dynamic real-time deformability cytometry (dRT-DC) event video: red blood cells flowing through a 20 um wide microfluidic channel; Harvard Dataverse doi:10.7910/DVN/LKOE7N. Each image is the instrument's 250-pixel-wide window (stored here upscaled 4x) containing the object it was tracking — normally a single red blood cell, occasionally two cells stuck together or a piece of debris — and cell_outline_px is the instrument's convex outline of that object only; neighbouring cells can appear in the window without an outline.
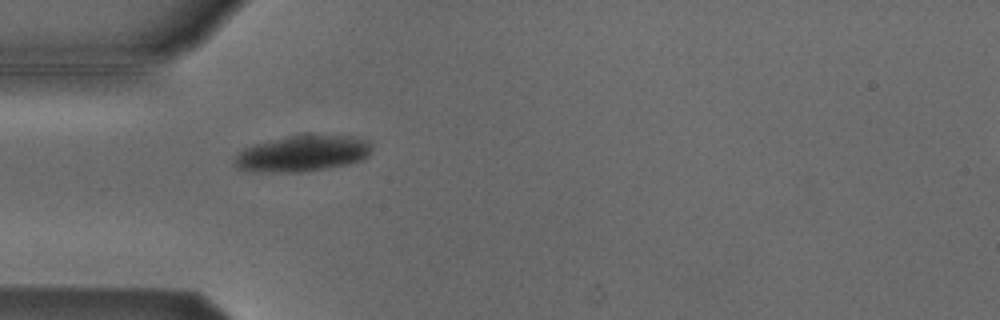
{"species": "Egyptian fruit bat (a non-hibernating species)", "species_latin": "Rousettus aegyptiacus", "temperature_condition": "cold", "stored_images_in_passage": 35, "camera_frame_rate_fps": 3000, "um_per_image_px": 0.085, "animal": {"sex": "male"}, "frame": {"image": 1, "passage_image": 4, "time_ms": 1.0, "image_size_px": [1000, 320], "cell_outline_px": [[372, 148], [368, 156], [360, 160], [348, 164], [300, 172], [248, 172], [236, 168], [232, 164], [236, 156], [244, 148], [252, 144], [304, 132], [308, 132], [352, 136], [368, 140], [372, 144]], "centroid_in_image_um": [25.69, 13.01], "position_along_channel_um": 59.3, "area_um2": 29.82}}
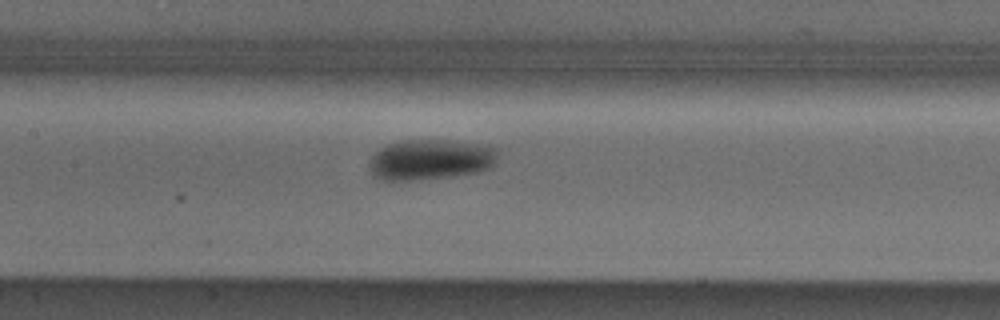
{"frame": {"image": 2, "passage_image": 13, "time_ms": 4.0, "image_size_px": [1000, 320], "cell_outline_px": [[500, 148], [496, 164], [492, 168], [480, 172], [452, 176], [412, 180], [380, 180], [372, 176], [368, 160], [384, 144], [404, 140], [448, 140], [476, 144]], "centroid_in_image_um": [36.6, 13.56], "position_along_channel_um": 170.8, "area_um2": 30.81}}
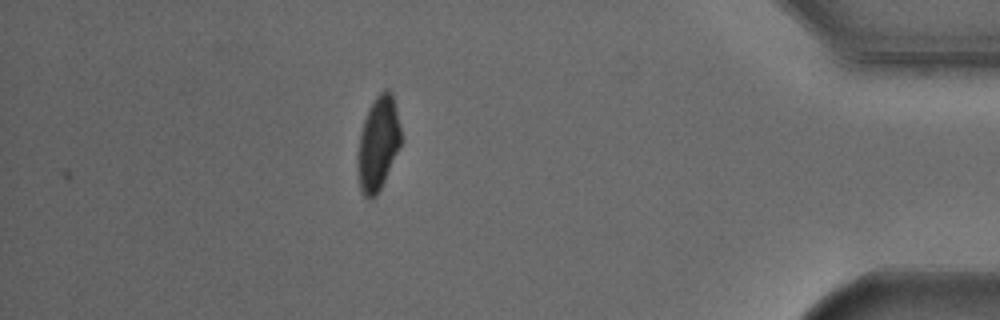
{"frame": {"image": 3, "passage_image": 35, "time_ms": 11.333, "image_size_px": [1000, 320], "cell_outline_px": [[400, 144], [384, 180], [376, 196], [372, 200], [368, 200], [364, 196], [360, 188], [356, 168], [356, 156], [360, 132], [368, 108], [376, 96], [384, 88], [388, 88], [392, 92], [396, 108], [400, 128]], "centroid_in_image_um": [32.09, 12.19], "position_along_channel_um": 403.1, "area_um2": 23.76}, "authors_computed_cell_mechanics": {"area_um2": 28.611, "velocity_mm_per_s": 3.8096, "shape_relaxation_time_tau1_ms": 2.5552, "shape_relaxation_time_tau2_ms": null, "deformation_change_tau1": 0.0968, "deformation_change_tau2": null}}